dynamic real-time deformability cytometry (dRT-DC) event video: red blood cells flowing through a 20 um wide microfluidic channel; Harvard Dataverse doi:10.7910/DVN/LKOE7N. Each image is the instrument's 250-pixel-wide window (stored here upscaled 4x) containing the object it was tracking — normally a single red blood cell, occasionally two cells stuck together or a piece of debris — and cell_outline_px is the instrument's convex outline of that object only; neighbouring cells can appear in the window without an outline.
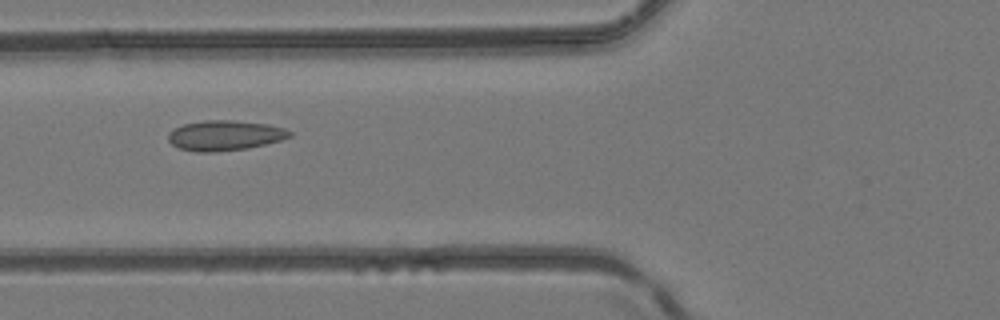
{"species": "common noctule bat (a hibernating species)", "species_latin": "Nyctalus noctula", "temperature_condition": "room temperature", "stored_images_in_passage": 6, "camera_frame_rate_fps": 3000, "um_per_image_px": 0.085, "animal": {"sex": "female", "body_mass_g": 24.6, "forearm_length_mm": 56.2}, "frame": {"image": 1, "passage_image": 6, "time_ms": 1.667, "image_size_px": [1000, 320], "cell_outline_px": [[292, 136], [280, 140], [248, 148], [216, 152], [196, 152], [180, 148], [172, 144], [168, 140], [168, 132], [172, 128], [184, 124], [204, 120], [232, 120], [268, 124], [284, 128], [292, 132]], "centroid_in_image_um": [19.09, 11.51], "position_along_channel_um": 106.7, "area_um2": 21.39}}